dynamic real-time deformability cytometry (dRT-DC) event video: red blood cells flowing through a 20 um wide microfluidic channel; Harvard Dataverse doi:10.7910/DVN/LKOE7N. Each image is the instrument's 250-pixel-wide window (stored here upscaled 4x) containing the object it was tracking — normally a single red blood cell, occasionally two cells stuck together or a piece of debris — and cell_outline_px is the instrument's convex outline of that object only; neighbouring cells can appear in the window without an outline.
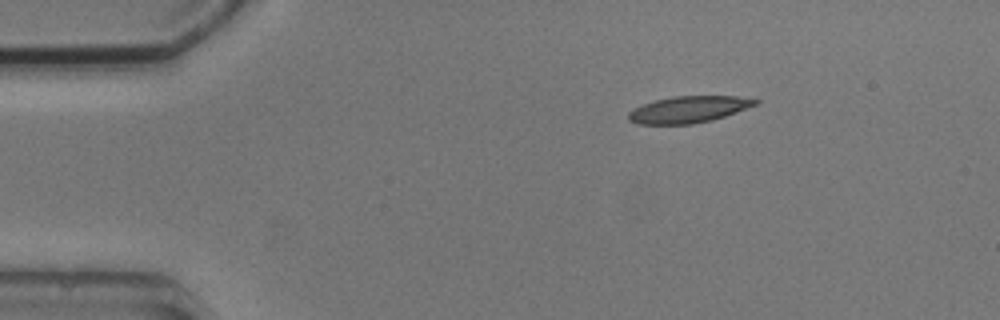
{"species": "common noctule bat (a hibernating species)", "species_latin": "Nyctalus noctula", "temperature_condition": "cold", "stored_images_in_passage": 5, "camera_frame_rate_fps": 3000, "um_per_image_px": 0.085, "animal": {"sex": "male", "body_mass_g": 20.5, "forearm_length_mm": 52.5}, "frame": {"image": 1, "passage_image": 5, "time_ms": 4.667, "image_size_px": [1000, 320], "cell_outline_px": [[760, 100], [756, 104], [736, 112], [712, 120], [692, 124], [636, 124], [628, 120], [628, 112], [644, 104], [656, 100], [672, 96], [736, 96]], "centroid_in_image_um": [58.51, 9.31], "position_along_channel_um": 26.5, "area_um2": 19.48}}